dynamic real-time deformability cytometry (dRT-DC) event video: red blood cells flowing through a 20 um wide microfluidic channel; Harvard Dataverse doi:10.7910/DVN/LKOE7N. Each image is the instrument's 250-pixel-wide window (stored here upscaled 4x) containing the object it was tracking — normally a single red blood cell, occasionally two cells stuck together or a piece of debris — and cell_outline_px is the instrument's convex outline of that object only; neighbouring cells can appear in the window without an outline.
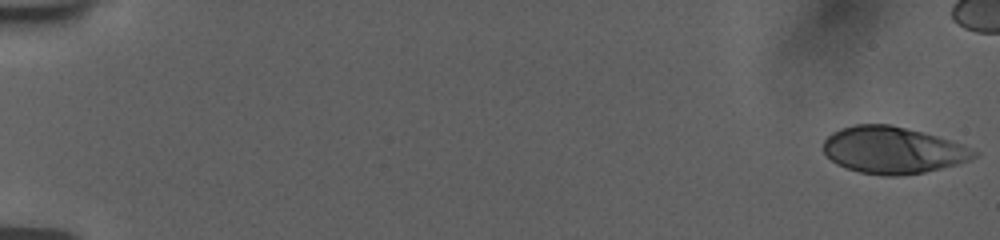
{"species": "human", "species_latin": "Homo sapiens", "temperature_condition": "room temperature", "stored_images_in_passage": 51, "camera_frame_rate_fps": 3000, "um_per_image_px": 0.085, "donor": {"sex": "female"}, "frame": {"image": 1, "passage_image": 1, "time_ms": 0.0, "image_size_px": [1000, 240], "cell_outline_px": [[980, 152], [976, 156], [968, 160], [956, 164], [924, 172], [896, 176], [884, 176], [860, 172], [844, 168], [836, 164], [824, 152], [824, 140], [832, 132], [840, 128], [856, 124], [892, 124], [936, 136], [960, 144]], "centroid_in_image_um": [75.85, 12.76], "position_along_channel_um": 9.2, "area_um2": 40.86}}
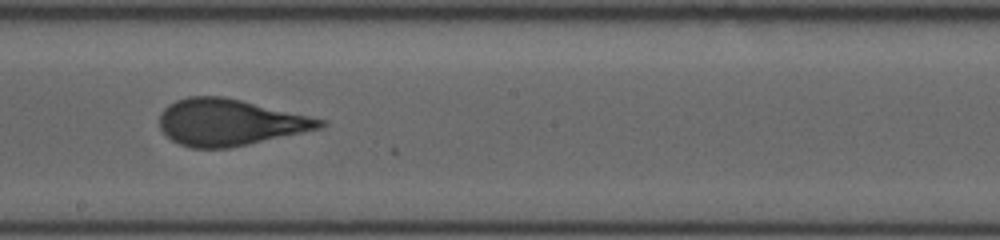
{"frame": {"image": 2, "passage_image": 33, "time_ms": 10.667, "image_size_px": [1000, 240], "cell_outline_px": [[328, 124], [320, 128], [248, 144], [228, 148], [192, 148], [180, 144], [172, 140], [160, 128], [160, 112], [168, 104], [176, 100], [188, 96], [224, 96], [328, 120]], "centroid_in_image_um": [19.52, 10.39], "position_along_channel_um": 228.7, "area_um2": 43.35}}
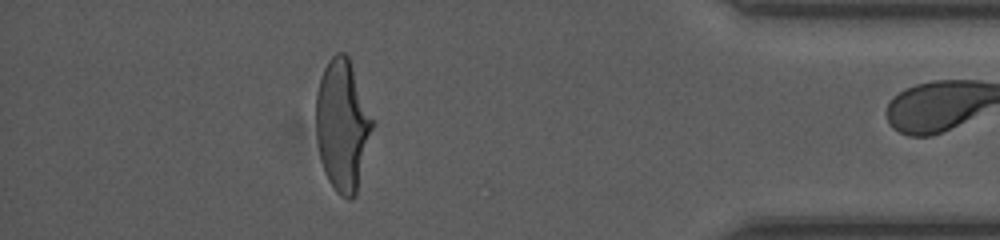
{"frame": {"image": 3, "passage_image": 50, "time_ms": 16.333, "image_size_px": [1000, 240], "cell_outline_px": [[376, 124], [356, 196], [352, 200], [348, 200], [340, 196], [336, 192], [328, 180], [324, 172], [320, 156], [316, 136], [316, 92], [324, 68], [328, 60], [336, 52], [344, 52], [348, 56], [376, 120]], "centroid_in_image_um": [29.16, 10.67], "position_along_channel_um": 406.0, "area_um2": 44.39}}